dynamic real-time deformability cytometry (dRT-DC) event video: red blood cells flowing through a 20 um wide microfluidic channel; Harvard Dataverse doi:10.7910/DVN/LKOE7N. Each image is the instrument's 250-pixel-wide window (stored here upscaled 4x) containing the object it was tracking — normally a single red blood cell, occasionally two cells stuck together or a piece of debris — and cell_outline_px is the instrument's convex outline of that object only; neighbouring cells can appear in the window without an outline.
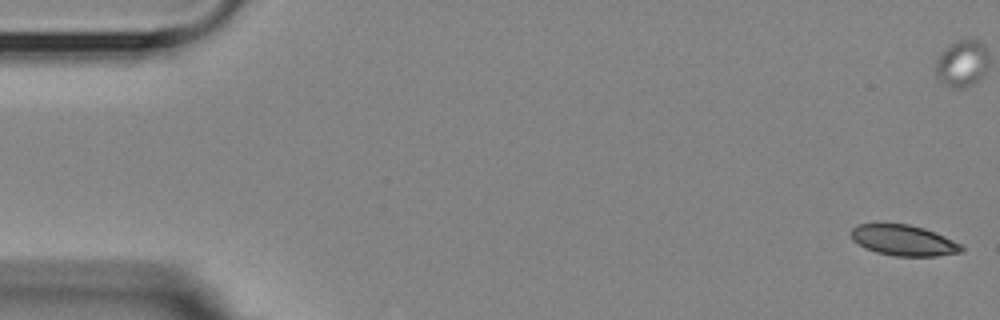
{"species": "Egyptian fruit bat (a non-hibernating species)", "species_latin": "Rousettus aegyptiacus", "temperature_condition": "room temperature", "stored_images_in_passage": 56, "camera_frame_rate_fps": 3000, "um_per_image_px": 0.085, "animal": {"sex": "female"}, "frame": {"image": 1, "passage_image": 1, "time_ms": 0.0, "image_size_px": [1000, 320], "cell_outline_px": [[964, 248], [960, 252], [936, 256], [896, 256], [876, 252], [864, 248], [852, 240], [852, 228], [860, 224], [908, 224], [924, 228], [944, 236], [960, 244]], "centroid_in_image_um": [76.79, 20.43], "position_along_channel_um": 8.2, "area_um2": 19.54}}
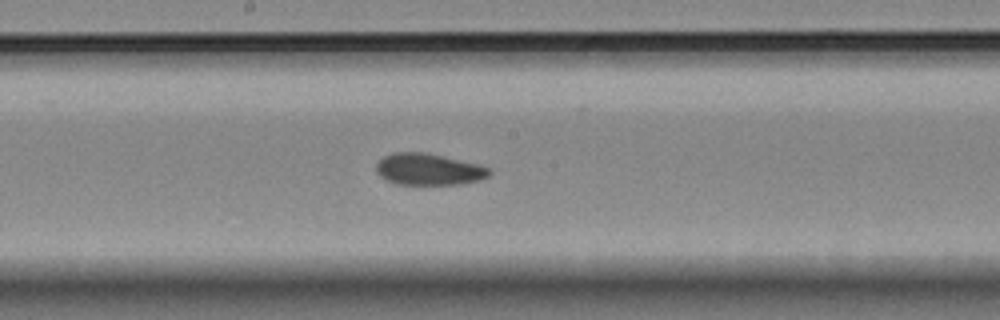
{"frame": {"image": 2, "passage_image": 29, "time_ms": 9.333, "image_size_px": [1000, 320], "cell_outline_px": [[492, 172], [488, 176], [480, 180], [460, 184], [396, 184], [380, 176], [376, 172], [376, 164], [384, 156], [396, 152], [424, 152], [444, 156], [480, 164], [492, 168]], "centroid_in_image_um": [36.48, 14.39], "position_along_channel_um": 211.7, "area_um2": 20.92}}
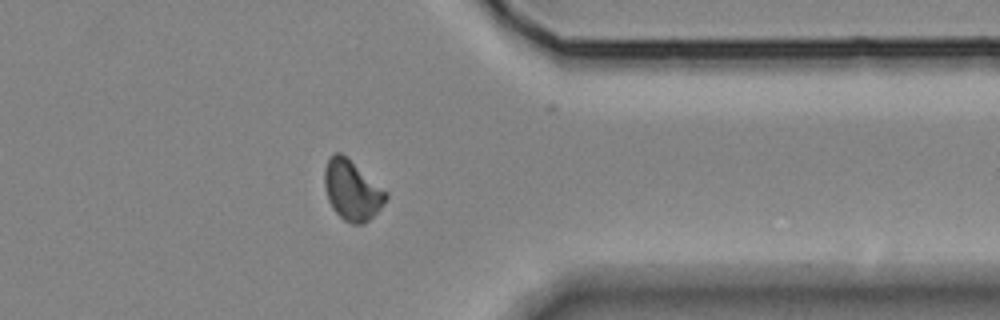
{"frame": {"image": 3, "passage_image": 44, "time_ms": 14.333, "image_size_px": [1000, 320], "cell_outline_px": [[388, 196], [384, 204], [364, 224], [352, 224], [344, 220], [332, 208], [328, 200], [324, 188], [324, 168], [332, 152], [340, 152], [388, 192]], "centroid_in_image_um": [29.9, 16.18], "position_along_channel_um": 381.5, "area_um2": 21.33}, "authors_computed_cell_mechanics": {"area_um2": 20.8369, "velocity_mm_per_s": 3.5815, "shape_relaxation_time_tau1_ms": 5.8859, "shape_relaxation_time_tau2_ms": 2.9308, "deformation_change_tau1": 0.1025, "deformation_change_tau2": 0.0612}}